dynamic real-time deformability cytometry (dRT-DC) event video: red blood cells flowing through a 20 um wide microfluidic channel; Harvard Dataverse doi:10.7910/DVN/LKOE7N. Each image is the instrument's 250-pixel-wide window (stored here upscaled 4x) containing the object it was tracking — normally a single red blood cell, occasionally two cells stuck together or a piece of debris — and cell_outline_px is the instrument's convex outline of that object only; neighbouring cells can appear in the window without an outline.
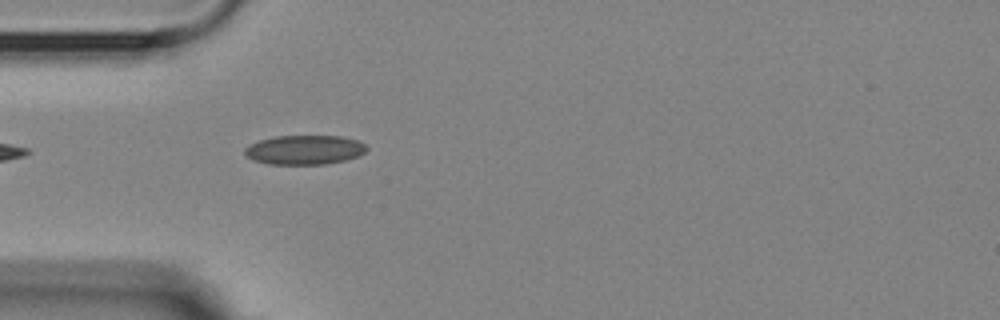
{"species": "Egyptian fruit bat (a non-hibernating species)", "species_latin": "Rousettus aegyptiacus", "temperature_condition": "room temperature", "stored_images_in_passage": 5, "camera_frame_rate_fps": 3000, "um_per_image_px": 0.085, "animal": {"sex": "female"}, "frame": {"image": 1, "passage_image": 5, "time_ms": 4.667, "image_size_px": [1000, 320], "cell_outline_px": [[368, 148], [364, 152], [356, 156], [344, 160], [324, 164], [268, 164], [252, 160], [244, 152], [244, 148], [248, 144], [260, 140], [276, 136], [340, 136], [356, 140], [364, 144]], "centroid_in_image_um": [25.84, 12.73], "position_along_channel_um": 59.2, "area_um2": 20.69}}